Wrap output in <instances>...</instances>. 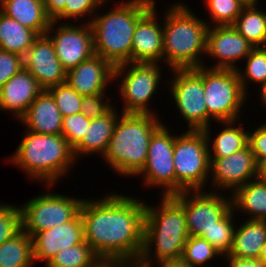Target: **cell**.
Here are the masks:
<instances>
[{
  "instance_id": "obj_1",
  "label": "cell",
  "mask_w": 266,
  "mask_h": 267,
  "mask_svg": "<svg viewBox=\"0 0 266 267\" xmlns=\"http://www.w3.org/2000/svg\"><path fill=\"white\" fill-rule=\"evenodd\" d=\"M117 192L84 197L80 208L84 240L102 261L135 265L143 248L146 199Z\"/></svg>"
},
{
  "instance_id": "obj_2",
  "label": "cell",
  "mask_w": 266,
  "mask_h": 267,
  "mask_svg": "<svg viewBox=\"0 0 266 267\" xmlns=\"http://www.w3.org/2000/svg\"><path fill=\"white\" fill-rule=\"evenodd\" d=\"M6 158V163L22 171L27 180L42 185L64 182L63 177L67 178L79 163L62 134H40L29 130H25L16 150Z\"/></svg>"
},
{
  "instance_id": "obj_3",
  "label": "cell",
  "mask_w": 266,
  "mask_h": 267,
  "mask_svg": "<svg viewBox=\"0 0 266 267\" xmlns=\"http://www.w3.org/2000/svg\"><path fill=\"white\" fill-rule=\"evenodd\" d=\"M163 14L162 64L168 69L203 66L206 55L207 22L183 0H174ZM165 63V64H164Z\"/></svg>"
},
{
  "instance_id": "obj_4",
  "label": "cell",
  "mask_w": 266,
  "mask_h": 267,
  "mask_svg": "<svg viewBox=\"0 0 266 267\" xmlns=\"http://www.w3.org/2000/svg\"><path fill=\"white\" fill-rule=\"evenodd\" d=\"M154 2L155 0L103 2L106 12L97 11L90 22L93 30L94 53L114 67L131 63L135 27L153 7Z\"/></svg>"
},
{
  "instance_id": "obj_5",
  "label": "cell",
  "mask_w": 266,
  "mask_h": 267,
  "mask_svg": "<svg viewBox=\"0 0 266 267\" xmlns=\"http://www.w3.org/2000/svg\"><path fill=\"white\" fill-rule=\"evenodd\" d=\"M159 200L146 202L143 248L134 267L182 257L189 237L184 210L171 196L159 195Z\"/></svg>"
},
{
  "instance_id": "obj_6",
  "label": "cell",
  "mask_w": 266,
  "mask_h": 267,
  "mask_svg": "<svg viewBox=\"0 0 266 267\" xmlns=\"http://www.w3.org/2000/svg\"><path fill=\"white\" fill-rule=\"evenodd\" d=\"M160 117L121 113L101 161L116 175L135 178L146 164L152 135L164 123L163 117L162 120Z\"/></svg>"
},
{
  "instance_id": "obj_7",
  "label": "cell",
  "mask_w": 266,
  "mask_h": 267,
  "mask_svg": "<svg viewBox=\"0 0 266 267\" xmlns=\"http://www.w3.org/2000/svg\"><path fill=\"white\" fill-rule=\"evenodd\" d=\"M163 68L161 63H124L115 66L113 84L117 83L116 90L119 89L117 93L120 95L122 113L160 115L154 106L151 108V104L156 99L154 96L160 93V87H164V84L167 86L168 79H162Z\"/></svg>"
},
{
  "instance_id": "obj_8",
  "label": "cell",
  "mask_w": 266,
  "mask_h": 267,
  "mask_svg": "<svg viewBox=\"0 0 266 267\" xmlns=\"http://www.w3.org/2000/svg\"><path fill=\"white\" fill-rule=\"evenodd\" d=\"M180 130L181 133L176 132L173 151L176 194L187 190H206L210 176L207 136L203 130L183 129V133Z\"/></svg>"
},
{
  "instance_id": "obj_9",
  "label": "cell",
  "mask_w": 266,
  "mask_h": 267,
  "mask_svg": "<svg viewBox=\"0 0 266 267\" xmlns=\"http://www.w3.org/2000/svg\"><path fill=\"white\" fill-rule=\"evenodd\" d=\"M204 93L207 127L215 122L239 120L245 115L243 110L250 96L243 91L236 70L204 67Z\"/></svg>"
},
{
  "instance_id": "obj_10",
  "label": "cell",
  "mask_w": 266,
  "mask_h": 267,
  "mask_svg": "<svg viewBox=\"0 0 266 267\" xmlns=\"http://www.w3.org/2000/svg\"><path fill=\"white\" fill-rule=\"evenodd\" d=\"M42 192L19 204L21 229L33 237L36 233L71 221L79 212L84 198L53 192L56 184H43ZM48 188V189H47Z\"/></svg>"
},
{
  "instance_id": "obj_11",
  "label": "cell",
  "mask_w": 266,
  "mask_h": 267,
  "mask_svg": "<svg viewBox=\"0 0 266 267\" xmlns=\"http://www.w3.org/2000/svg\"><path fill=\"white\" fill-rule=\"evenodd\" d=\"M167 72L166 90L170 103L185 122V130H204L207 127V108L204 93V66L188 69H172ZM168 88V89H167Z\"/></svg>"
},
{
  "instance_id": "obj_12",
  "label": "cell",
  "mask_w": 266,
  "mask_h": 267,
  "mask_svg": "<svg viewBox=\"0 0 266 267\" xmlns=\"http://www.w3.org/2000/svg\"><path fill=\"white\" fill-rule=\"evenodd\" d=\"M171 131V126L164 122L154 132L148 147L146 164L135 177L141 178L144 188L162 190L160 192L161 196L176 194V172L173 162L176 134Z\"/></svg>"
},
{
  "instance_id": "obj_13",
  "label": "cell",
  "mask_w": 266,
  "mask_h": 267,
  "mask_svg": "<svg viewBox=\"0 0 266 267\" xmlns=\"http://www.w3.org/2000/svg\"><path fill=\"white\" fill-rule=\"evenodd\" d=\"M171 197L184 210L189 236L201 237L231 208V195L225 192L187 190Z\"/></svg>"
},
{
  "instance_id": "obj_14",
  "label": "cell",
  "mask_w": 266,
  "mask_h": 267,
  "mask_svg": "<svg viewBox=\"0 0 266 267\" xmlns=\"http://www.w3.org/2000/svg\"><path fill=\"white\" fill-rule=\"evenodd\" d=\"M46 35L53 42L57 58L66 71L95 54L90 23L51 21Z\"/></svg>"
},
{
  "instance_id": "obj_15",
  "label": "cell",
  "mask_w": 266,
  "mask_h": 267,
  "mask_svg": "<svg viewBox=\"0 0 266 267\" xmlns=\"http://www.w3.org/2000/svg\"><path fill=\"white\" fill-rule=\"evenodd\" d=\"M254 48L233 26L209 27L203 66L236 70ZM210 60L213 64L208 63Z\"/></svg>"
},
{
  "instance_id": "obj_16",
  "label": "cell",
  "mask_w": 266,
  "mask_h": 267,
  "mask_svg": "<svg viewBox=\"0 0 266 267\" xmlns=\"http://www.w3.org/2000/svg\"><path fill=\"white\" fill-rule=\"evenodd\" d=\"M209 160L210 176L207 188L209 191L225 193L227 191L231 194L236 188L258 176V165L249 145L227 157L209 158Z\"/></svg>"
},
{
  "instance_id": "obj_17",
  "label": "cell",
  "mask_w": 266,
  "mask_h": 267,
  "mask_svg": "<svg viewBox=\"0 0 266 267\" xmlns=\"http://www.w3.org/2000/svg\"><path fill=\"white\" fill-rule=\"evenodd\" d=\"M23 65L43 90L66 82V70L57 58L53 42L46 34L34 40L23 56Z\"/></svg>"
},
{
  "instance_id": "obj_18",
  "label": "cell",
  "mask_w": 266,
  "mask_h": 267,
  "mask_svg": "<svg viewBox=\"0 0 266 267\" xmlns=\"http://www.w3.org/2000/svg\"><path fill=\"white\" fill-rule=\"evenodd\" d=\"M157 5L155 0L153 7L137 22L133 34L131 63L162 64L163 15L159 13Z\"/></svg>"
},
{
  "instance_id": "obj_19",
  "label": "cell",
  "mask_w": 266,
  "mask_h": 267,
  "mask_svg": "<svg viewBox=\"0 0 266 267\" xmlns=\"http://www.w3.org/2000/svg\"><path fill=\"white\" fill-rule=\"evenodd\" d=\"M114 68L110 62L94 54L66 71V83L82 96L108 94L107 89L114 86Z\"/></svg>"
},
{
  "instance_id": "obj_20",
  "label": "cell",
  "mask_w": 266,
  "mask_h": 267,
  "mask_svg": "<svg viewBox=\"0 0 266 267\" xmlns=\"http://www.w3.org/2000/svg\"><path fill=\"white\" fill-rule=\"evenodd\" d=\"M34 263L44 266L60 250L78 245L84 241L83 222L80 212L69 222L42 230L33 237Z\"/></svg>"
},
{
  "instance_id": "obj_21",
  "label": "cell",
  "mask_w": 266,
  "mask_h": 267,
  "mask_svg": "<svg viewBox=\"0 0 266 267\" xmlns=\"http://www.w3.org/2000/svg\"><path fill=\"white\" fill-rule=\"evenodd\" d=\"M42 91L34 76L23 67L0 88V111L8 112L18 122Z\"/></svg>"
},
{
  "instance_id": "obj_22",
  "label": "cell",
  "mask_w": 266,
  "mask_h": 267,
  "mask_svg": "<svg viewBox=\"0 0 266 267\" xmlns=\"http://www.w3.org/2000/svg\"><path fill=\"white\" fill-rule=\"evenodd\" d=\"M118 105H114L106 114L101 117L91 119L90 125L84 134L81 142L73 149L77 162L82 158L95 157L102 158L108 148L109 140L112 137L114 126L121 111ZM120 111V112H119ZM79 159V160H78Z\"/></svg>"
},
{
  "instance_id": "obj_23",
  "label": "cell",
  "mask_w": 266,
  "mask_h": 267,
  "mask_svg": "<svg viewBox=\"0 0 266 267\" xmlns=\"http://www.w3.org/2000/svg\"><path fill=\"white\" fill-rule=\"evenodd\" d=\"M62 120L63 117L52 95L47 90H43L18 122L31 132L60 135Z\"/></svg>"
},
{
  "instance_id": "obj_24",
  "label": "cell",
  "mask_w": 266,
  "mask_h": 267,
  "mask_svg": "<svg viewBox=\"0 0 266 267\" xmlns=\"http://www.w3.org/2000/svg\"><path fill=\"white\" fill-rule=\"evenodd\" d=\"M244 122L243 119L216 122V125L210 124L203 130L208 140L209 158L227 157L248 145L249 128L243 125H246L247 121ZM219 124L221 129L218 128L216 133H212L214 132L213 126L220 127Z\"/></svg>"
},
{
  "instance_id": "obj_25",
  "label": "cell",
  "mask_w": 266,
  "mask_h": 267,
  "mask_svg": "<svg viewBox=\"0 0 266 267\" xmlns=\"http://www.w3.org/2000/svg\"><path fill=\"white\" fill-rule=\"evenodd\" d=\"M230 195L234 213L244 216L240 218L266 220V182L257 177Z\"/></svg>"
},
{
  "instance_id": "obj_26",
  "label": "cell",
  "mask_w": 266,
  "mask_h": 267,
  "mask_svg": "<svg viewBox=\"0 0 266 267\" xmlns=\"http://www.w3.org/2000/svg\"><path fill=\"white\" fill-rule=\"evenodd\" d=\"M237 222L231 252L227 256L258 259L266 241V220L240 219ZM242 222V223H241Z\"/></svg>"
},
{
  "instance_id": "obj_27",
  "label": "cell",
  "mask_w": 266,
  "mask_h": 267,
  "mask_svg": "<svg viewBox=\"0 0 266 267\" xmlns=\"http://www.w3.org/2000/svg\"><path fill=\"white\" fill-rule=\"evenodd\" d=\"M1 12L38 36L46 34L52 21L46 15L43 0H4Z\"/></svg>"
},
{
  "instance_id": "obj_28",
  "label": "cell",
  "mask_w": 266,
  "mask_h": 267,
  "mask_svg": "<svg viewBox=\"0 0 266 267\" xmlns=\"http://www.w3.org/2000/svg\"><path fill=\"white\" fill-rule=\"evenodd\" d=\"M260 2L249 1L232 25L255 48L266 47V9Z\"/></svg>"
},
{
  "instance_id": "obj_29",
  "label": "cell",
  "mask_w": 266,
  "mask_h": 267,
  "mask_svg": "<svg viewBox=\"0 0 266 267\" xmlns=\"http://www.w3.org/2000/svg\"><path fill=\"white\" fill-rule=\"evenodd\" d=\"M38 35L0 12V50L24 56Z\"/></svg>"
},
{
  "instance_id": "obj_30",
  "label": "cell",
  "mask_w": 266,
  "mask_h": 267,
  "mask_svg": "<svg viewBox=\"0 0 266 267\" xmlns=\"http://www.w3.org/2000/svg\"><path fill=\"white\" fill-rule=\"evenodd\" d=\"M33 240L22 229L0 245V267H32Z\"/></svg>"
},
{
  "instance_id": "obj_31",
  "label": "cell",
  "mask_w": 266,
  "mask_h": 267,
  "mask_svg": "<svg viewBox=\"0 0 266 267\" xmlns=\"http://www.w3.org/2000/svg\"><path fill=\"white\" fill-rule=\"evenodd\" d=\"M236 71L241 82L243 91L249 96L252 87L257 88L261 83L266 82V47H256L244 59Z\"/></svg>"
},
{
  "instance_id": "obj_32",
  "label": "cell",
  "mask_w": 266,
  "mask_h": 267,
  "mask_svg": "<svg viewBox=\"0 0 266 267\" xmlns=\"http://www.w3.org/2000/svg\"><path fill=\"white\" fill-rule=\"evenodd\" d=\"M102 259L84 240L56 253L45 267H97Z\"/></svg>"
},
{
  "instance_id": "obj_33",
  "label": "cell",
  "mask_w": 266,
  "mask_h": 267,
  "mask_svg": "<svg viewBox=\"0 0 266 267\" xmlns=\"http://www.w3.org/2000/svg\"><path fill=\"white\" fill-rule=\"evenodd\" d=\"M232 207L218 220L208 231H205L201 238L207 240L222 257L229 255L233 245L234 231L238 220Z\"/></svg>"
},
{
  "instance_id": "obj_34",
  "label": "cell",
  "mask_w": 266,
  "mask_h": 267,
  "mask_svg": "<svg viewBox=\"0 0 266 267\" xmlns=\"http://www.w3.org/2000/svg\"><path fill=\"white\" fill-rule=\"evenodd\" d=\"M207 9L209 27L232 26L249 0H202ZM210 20V21H209Z\"/></svg>"
},
{
  "instance_id": "obj_35",
  "label": "cell",
  "mask_w": 266,
  "mask_h": 267,
  "mask_svg": "<svg viewBox=\"0 0 266 267\" xmlns=\"http://www.w3.org/2000/svg\"><path fill=\"white\" fill-rule=\"evenodd\" d=\"M220 257L221 259L223 258L207 240L201 237L189 236L184 245L181 259L191 267H209L211 262L215 263L213 262L215 260L217 261L216 263H219Z\"/></svg>"
},
{
  "instance_id": "obj_36",
  "label": "cell",
  "mask_w": 266,
  "mask_h": 267,
  "mask_svg": "<svg viewBox=\"0 0 266 267\" xmlns=\"http://www.w3.org/2000/svg\"><path fill=\"white\" fill-rule=\"evenodd\" d=\"M103 9L102 0H69L65 9L53 21L76 23L78 20L79 23L80 20V23H90L95 13Z\"/></svg>"
},
{
  "instance_id": "obj_37",
  "label": "cell",
  "mask_w": 266,
  "mask_h": 267,
  "mask_svg": "<svg viewBox=\"0 0 266 267\" xmlns=\"http://www.w3.org/2000/svg\"><path fill=\"white\" fill-rule=\"evenodd\" d=\"M47 91L52 95L62 117L81 113L83 96L66 82L53 86Z\"/></svg>"
},
{
  "instance_id": "obj_38",
  "label": "cell",
  "mask_w": 266,
  "mask_h": 267,
  "mask_svg": "<svg viewBox=\"0 0 266 267\" xmlns=\"http://www.w3.org/2000/svg\"><path fill=\"white\" fill-rule=\"evenodd\" d=\"M17 204L0 202V245L21 230V209Z\"/></svg>"
},
{
  "instance_id": "obj_39",
  "label": "cell",
  "mask_w": 266,
  "mask_h": 267,
  "mask_svg": "<svg viewBox=\"0 0 266 267\" xmlns=\"http://www.w3.org/2000/svg\"><path fill=\"white\" fill-rule=\"evenodd\" d=\"M91 119L82 113L68 115L62 120V135L74 149L83 139Z\"/></svg>"
},
{
  "instance_id": "obj_40",
  "label": "cell",
  "mask_w": 266,
  "mask_h": 267,
  "mask_svg": "<svg viewBox=\"0 0 266 267\" xmlns=\"http://www.w3.org/2000/svg\"><path fill=\"white\" fill-rule=\"evenodd\" d=\"M107 94H97L92 96H83L81 102V113L90 119H95L106 114L116 103H112L111 99Z\"/></svg>"
},
{
  "instance_id": "obj_41",
  "label": "cell",
  "mask_w": 266,
  "mask_h": 267,
  "mask_svg": "<svg viewBox=\"0 0 266 267\" xmlns=\"http://www.w3.org/2000/svg\"><path fill=\"white\" fill-rule=\"evenodd\" d=\"M264 122V123H263ZM249 128L248 145L254 153L257 165L266 160V121Z\"/></svg>"
},
{
  "instance_id": "obj_42",
  "label": "cell",
  "mask_w": 266,
  "mask_h": 267,
  "mask_svg": "<svg viewBox=\"0 0 266 267\" xmlns=\"http://www.w3.org/2000/svg\"><path fill=\"white\" fill-rule=\"evenodd\" d=\"M23 67L22 56L0 50V88Z\"/></svg>"
},
{
  "instance_id": "obj_43",
  "label": "cell",
  "mask_w": 266,
  "mask_h": 267,
  "mask_svg": "<svg viewBox=\"0 0 266 267\" xmlns=\"http://www.w3.org/2000/svg\"><path fill=\"white\" fill-rule=\"evenodd\" d=\"M221 261H224L226 267H266V263L261 259L238 258L234 256H224ZM227 263V264H226Z\"/></svg>"
},
{
  "instance_id": "obj_44",
  "label": "cell",
  "mask_w": 266,
  "mask_h": 267,
  "mask_svg": "<svg viewBox=\"0 0 266 267\" xmlns=\"http://www.w3.org/2000/svg\"><path fill=\"white\" fill-rule=\"evenodd\" d=\"M46 15L53 21L64 9L69 0H43Z\"/></svg>"
},
{
  "instance_id": "obj_45",
  "label": "cell",
  "mask_w": 266,
  "mask_h": 267,
  "mask_svg": "<svg viewBox=\"0 0 266 267\" xmlns=\"http://www.w3.org/2000/svg\"><path fill=\"white\" fill-rule=\"evenodd\" d=\"M148 267H191L189 264L180 260H163L157 263L152 264Z\"/></svg>"
},
{
  "instance_id": "obj_46",
  "label": "cell",
  "mask_w": 266,
  "mask_h": 267,
  "mask_svg": "<svg viewBox=\"0 0 266 267\" xmlns=\"http://www.w3.org/2000/svg\"><path fill=\"white\" fill-rule=\"evenodd\" d=\"M256 91H258L257 92V94H258V98H259V100H257V101H260V103H261V107H263L264 108V110L266 109V82H263V83H261L259 86H258V88H254Z\"/></svg>"
},
{
  "instance_id": "obj_47",
  "label": "cell",
  "mask_w": 266,
  "mask_h": 267,
  "mask_svg": "<svg viewBox=\"0 0 266 267\" xmlns=\"http://www.w3.org/2000/svg\"><path fill=\"white\" fill-rule=\"evenodd\" d=\"M97 267H134V265L122 261H102Z\"/></svg>"
},
{
  "instance_id": "obj_48",
  "label": "cell",
  "mask_w": 266,
  "mask_h": 267,
  "mask_svg": "<svg viewBox=\"0 0 266 267\" xmlns=\"http://www.w3.org/2000/svg\"><path fill=\"white\" fill-rule=\"evenodd\" d=\"M260 180L266 182V160L258 165V176Z\"/></svg>"
},
{
  "instance_id": "obj_49",
  "label": "cell",
  "mask_w": 266,
  "mask_h": 267,
  "mask_svg": "<svg viewBox=\"0 0 266 267\" xmlns=\"http://www.w3.org/2000/svg\"><path fill=\"white\" fill-rule=\"evenodd\" d=\"M259 259H261L262 261H264L266 263V241L264 242L260 255H259Z\"/></svg>"
},
{
  "instance_id": "obj_50",
  "label": "cell",
  "mask_w": 266,
  "mask_h": 267,
  "mask_svg": "<svg viewBox=\"0 0 266 267\" xmlns=\"http://www.w3.org/2000/svg\"><path fill=\"white\" fill-rule=\"evenodd\" d=\"M3 1H4V0H0V12L2 11Z\"/></svg>"
},
{
  "instance_id": "obj_51",
  "label": "cell",
  "mask_w": 266,
  "mask_h": 267,
  "mask_svg": "<svg viewBox=\"0 0 266 267\" xmlns=\"http://www.w3.org/2000/svg\"><path fill=\"white\" fill-rule=\"evenodd\" d=\"M103 2H112L114 0H102ZM116 1V0H115Z\"/></svg>"
}]
</instances>
